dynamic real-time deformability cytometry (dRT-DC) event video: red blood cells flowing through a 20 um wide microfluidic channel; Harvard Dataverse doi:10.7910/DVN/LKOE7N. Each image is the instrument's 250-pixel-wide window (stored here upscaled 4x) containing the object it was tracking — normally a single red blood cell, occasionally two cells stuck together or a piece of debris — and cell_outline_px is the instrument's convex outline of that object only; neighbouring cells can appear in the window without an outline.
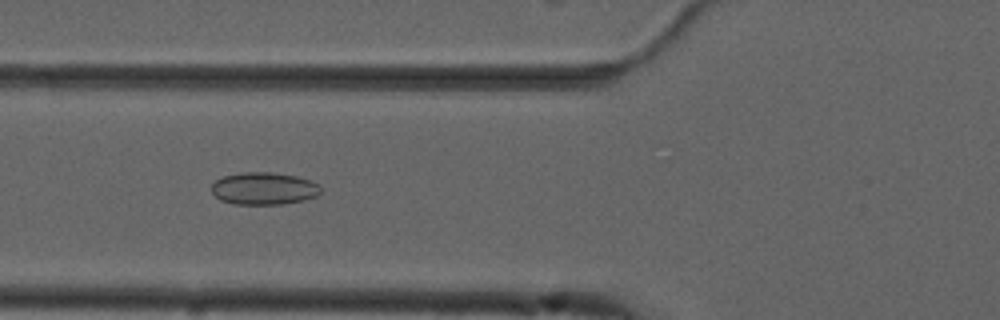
{"species": "common noctule bat (a hibernating species)", "species_latin": "Nyctalus noctula", "temperature_condition": "cold", "stored_images_in_passage": 29, "camera_frame_rate_fps": 3000, "um_per_image_px": 0.085, "animal": {"sex": "male", "forearm_length_mm": 52.5}, "frame": {"image": 1, "passage_image": 13, "time_ms": 4.0, "image_size_px": [1000, 320], "cell_outline_px": [[320, 192], [316, 196], [304, 200], [280, 204], [236, 204], [220, 200], [212, 192], [212, 184], [216, 180], [224, 176], [240, 172], [272, 172], [296, 176], [312, 180], [320, 184]], "centroid_in_image_um": [22.45, 16.01], "position_along_channel_um": 103.4, "area_um2": 20.63}}
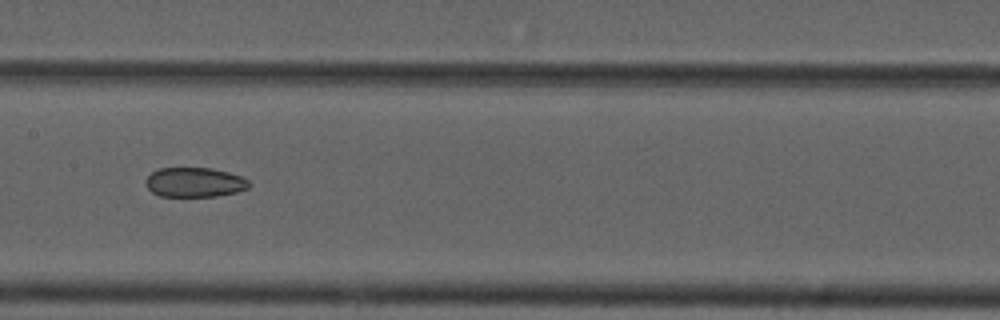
{"frame": {"image": 2, "passage_image": 20, "time_ms": 6.333, "image_size_px": [1000, 320], "cell_outline_px": [[252, 184], [248, 188], [236, 192], [216, 196], [160, 196], [152, 192], [144, 184], [144, 180], [152, 172], [160, 168], [212, 168], [228, 172], [240, 176], [248, 180]], "centroid_in_image_um": [16.53, 15.49], "position_along_channel_um": 190.9, "area_um2": 17.86}}
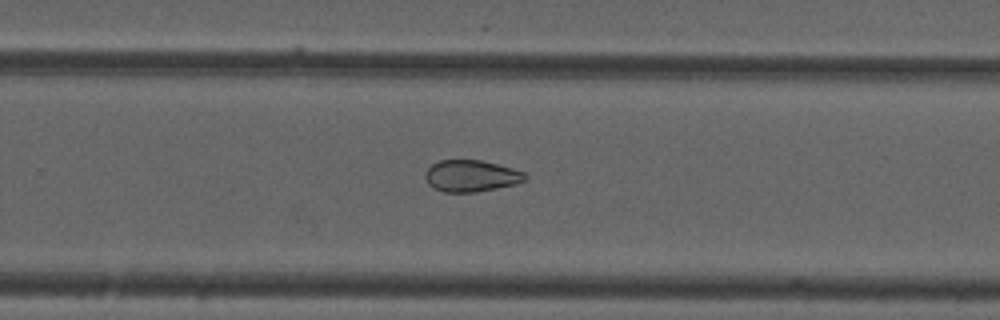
{"frame": {"image": 3, "passage_image": 28, "time_ms": 9.0, "image_size_px": [1000, 320], "cell_outline_px": [[528, 176], [524, 180], [516, 184], [476, 192], [444, 192], [432, 188], [428, 184], [424, 176], [424, 172], [432, 164], [440, 160], [480, 160], [512, 168], [524, 172]], "centroid_in_image_um": [40.01, 14.96], "position_along_channel_um": 289.8, "area_um2": 18.44}}